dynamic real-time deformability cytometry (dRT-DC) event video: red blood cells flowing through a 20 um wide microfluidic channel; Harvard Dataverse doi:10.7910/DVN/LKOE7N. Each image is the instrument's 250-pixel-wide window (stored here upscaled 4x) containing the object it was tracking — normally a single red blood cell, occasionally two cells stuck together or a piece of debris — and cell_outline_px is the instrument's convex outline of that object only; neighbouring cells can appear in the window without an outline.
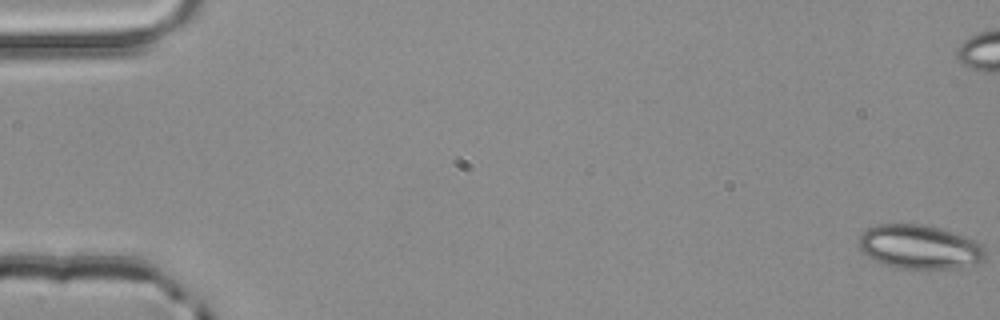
{"species": "common noctule bat (a hibernating species)", "species_latin": "Nyctalus noctula", "temperature_condition": "room temperature", "stored_images_in_passage": 4, "camera_frame_rate_fps": 3000, "um_per_image_px": 0.085, "animal": {"sex": "male", "body_mass_g": 20.4}, "frame": {"image": 1, "passage_image": 1, "time_ms": 0.0, "image_size_px": [1000, 320], "cell_outline_px": [[984, 260], [980, 264], [960, 268], [896, 268], [884, 264], [868, 256], [860, 248], [860, 236], [868, 228], [876, 224], [924, 224], [964, 236], [980, 244], [984, 248]], "centroid_in_image_um": [78.18, 21.0], "position_along_channel_um": 6.8, "area_um2": 32.14}}